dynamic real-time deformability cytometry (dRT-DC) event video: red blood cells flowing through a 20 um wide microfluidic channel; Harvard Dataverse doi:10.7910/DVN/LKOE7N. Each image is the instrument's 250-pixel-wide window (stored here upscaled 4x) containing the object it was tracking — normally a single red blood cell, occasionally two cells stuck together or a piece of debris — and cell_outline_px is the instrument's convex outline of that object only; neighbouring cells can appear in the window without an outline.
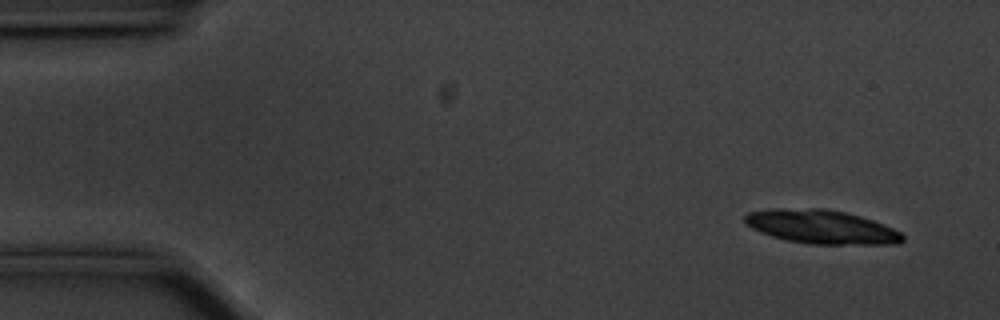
{"species": "common noctule bat (a hibernating species)", "species_latin": "Nyctalus noctula", "temperature_condition": "cold", "stored_images_in_passage": 17, "camera_frame_rate_fps": 3000, "um_per_image_px": 0.085, "animal": {"sex": "male", "body_mass_g": 20.1, "forearm_length_mm": 53.5}, "frame": {"image": 1, "passage_image": 1, "time_ms": 0.0, "image_size_px": [1000, 320], "cell_outline_px": [[904, 240], [900, 244], [812, 244], [788, 240], [772, 236], [760, 232], [752, 228], [744, 220], [744, 216], [748, 212], [772, 208], [824, 208], [844, 212], [860, 216], [884, 224], [900, 232], [904, 236]], "centroid_in_image_um": [69.83, 19.27], "position_along_channel_um": 15.2, "area_um2": 31.04}}